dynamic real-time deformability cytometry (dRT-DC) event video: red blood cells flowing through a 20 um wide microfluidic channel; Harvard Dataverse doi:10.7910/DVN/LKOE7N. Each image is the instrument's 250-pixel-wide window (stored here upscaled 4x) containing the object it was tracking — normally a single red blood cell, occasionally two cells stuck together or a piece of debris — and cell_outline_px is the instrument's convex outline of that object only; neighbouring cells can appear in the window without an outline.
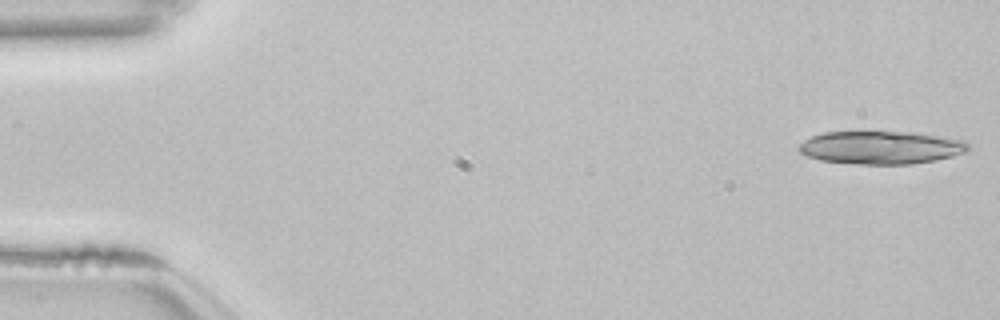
{"species": "common noctule bat (a hibernating species)", "species_latin": "Nyctalus noctula", "temperature_condition": "room temperature", "stored_images_in_passage": 39, "camera_frame_rate_fps": 3000, "um_per_image_px": 0.085, "animal": {"sex": "female", "body_mass_g": 22.7, "forearm_length_mm": 54.2}, "frame": {"image": 1, "passage_image": 1, "time_ms": 0.0, "image_size_px": [1000, 320], "cell_outline_px": [[968, 148], [964, 152], [952, 156], [936, 160], [912, 164], [860, 164], [820, 160], [808, 156], [800, 152], [796, 148], [804, 140], [812, 136], [824, 132], [908, 132], [940, 136], [964, 140], [968, 144]], "centroid_in_image_um": [74.86, 12.54], "position_along_channel_um": 10.1, "area_um2": 32.37}}
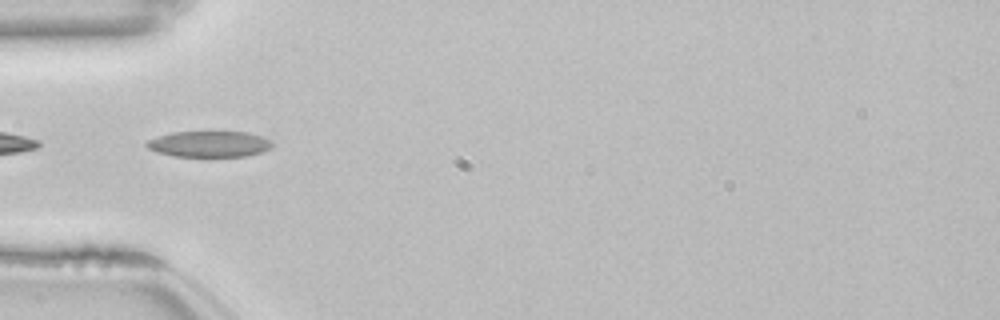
{"frame": {"image": 2, "passage_image": 17, "time_ms": 5.333, "image_size_px": [1000, 320], "cell_outline_px": [[272, 148], [248, 156], [172, 156], [156, 152], [148, 148], [144, 144], [148, 140], [172, 132], [212, 128], [248, 132], [264, 136], [272, 140]], "centroid_in_image_um": [17.82, 12.18], "position_along_channel_um": 67.2, "area_um2": 20.17}}